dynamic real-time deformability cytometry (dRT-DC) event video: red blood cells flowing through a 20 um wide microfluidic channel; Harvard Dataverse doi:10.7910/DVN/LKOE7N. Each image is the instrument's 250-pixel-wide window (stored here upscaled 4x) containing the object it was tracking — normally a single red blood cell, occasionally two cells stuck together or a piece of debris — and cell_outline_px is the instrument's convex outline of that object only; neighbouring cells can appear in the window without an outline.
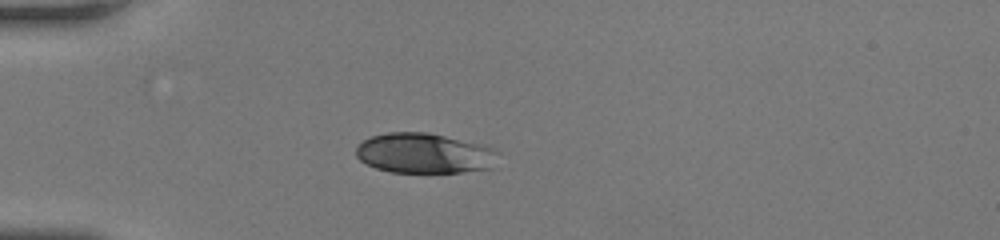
{"species": "human", "species_latin": "Homo sapiens", "temperature_condition": "room temperature", "stored_images_in_passage": 36, "camera_frame_rate_fps": 3000, "um_per_image_px": 0.085, "donor": {"sex": "female"}, "frame": {"image": 1, "passage_image": 1, "time_ms": 0.0, "image_size_px": [1000, 240], "cell_outline_px": [[500, 152], [492, 168], [460, 172], [392, 172], [376, 168], [360, 160], [356, 156], [356, 148], [364, 140], [372, 136], [388, 132], [428, 132], [484, 144], [496, 148]], "centroid_in_image_um": [36.13, 13.02], "position_along_channel_um": 48.9, "area_um2": 33.47}}
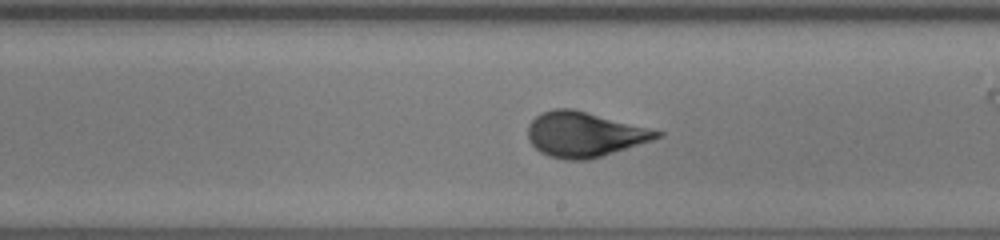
{"frame": {"image": 2, "passage_image": 16, "time_ms": 5.0, "image_size_px": [1000, 240], "cell_outline_px": [[664, 136], [652, 140], [588, 160], [564, 160], [548, 156], [540, 152], [528, 140], [528, 124], [540, 112], [552, 108], [572, 108], [664, 132]], "centroid_in_image_um": [49.63, 11.42], "position_along_channel_um": 239.4, "area_um2": 33.76}}
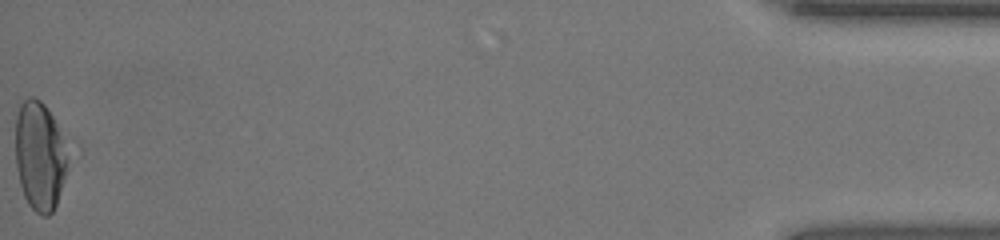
{"frame": {"image": 3, "passage_image": 36, "time_ms": 11.667, "image_size_px": [1000, 240], "cell_outline_px": [[68, 168], [56, 204], [52, 212], [48, 216], [44, 216], [36, 212], [28, 204], [24, 196], [20, 184], [16, 168], [16, 116], [20, 104], [28, 96], [32, 96], [40, 100], [44, 104], [52, 116], [56, 124], [68, 160]], "centroid_in_image_um": [3.35, 13.27], "position_along_channel_um": 431.8, "area_um2": 32.83}, "authors_computed_cell_mechanics": {"area_um2": 33.1194, "velocity_mm_per_s": 4.2798, "shape_relaxation_time_tau1_ms": 4.7017, "shape_relaxation_time_tau2_ms": null, "deformation_change_tau1": 0.2081, "deformation_change_tau2": null}}